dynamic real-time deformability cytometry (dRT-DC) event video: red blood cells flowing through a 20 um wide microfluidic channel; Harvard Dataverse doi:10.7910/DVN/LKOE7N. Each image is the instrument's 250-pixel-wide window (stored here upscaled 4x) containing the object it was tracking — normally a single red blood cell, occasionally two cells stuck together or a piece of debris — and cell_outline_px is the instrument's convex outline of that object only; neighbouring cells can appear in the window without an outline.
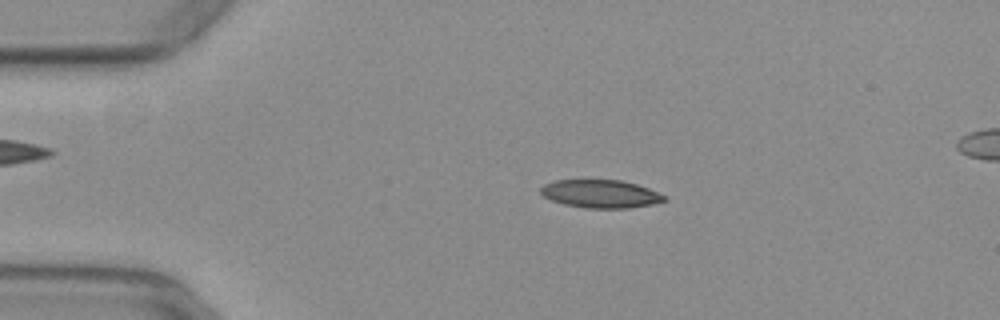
{"species": "common noctule bat (a hibernating species)", "species_latin": "Nyctalus noctula", "temperature_condition": "warm", "stored_images_in_passage": 52, "camera_frame_rate_fps": 3000, "um_per_image_px": 0.085, "animal": {"sex": "female", "body_mass_g": 29.2, "forearm_length_mm": 56.3}, "frame": {"image": 1, "passage_image": 11, "time_ms": 3.333, "image_size_px": [1000, 320], "cell_outline_px": [[668, 200], [652, 204], [628, 208], [584, 208], [564, 204], [552, 200], [544, 196], [540, 192], [540, 188], [544, 184], [556, 180], [620, 180], [636, 184], [648, 188], [668, 196]], "centroid_in_image_um": [51.07, 16.48], "position_along_channel_um": 33.9, "area_um2": 20.23}}
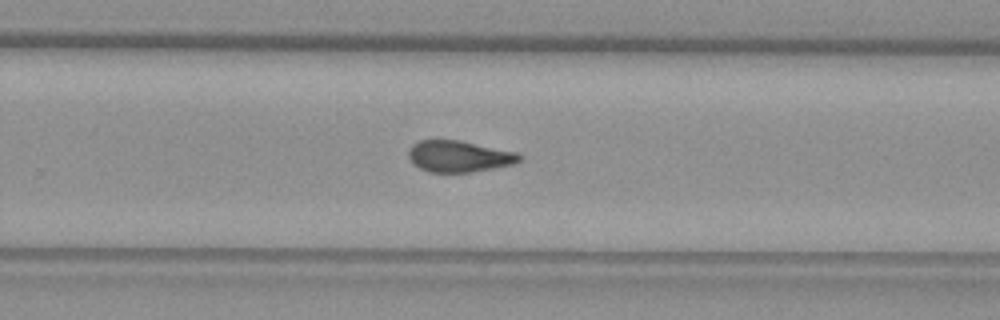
{"frame": {"image": 2, "passage_image": 34, "time_ms": 11.0, "image_size_px": [1000, 320], "cell_outline_px": [[524, 156], [520, 160], [512, 164], [496, 168], [472, 172], [428, 172], [420, 168], [408, 156], [408, 148], [412, 144], [420, 140], [460, 140], [516, 152]], "centroid_in_image_um": [39.03, 13.28], "position_along_channel_um": 290.8, "area_um2": 20.29}}
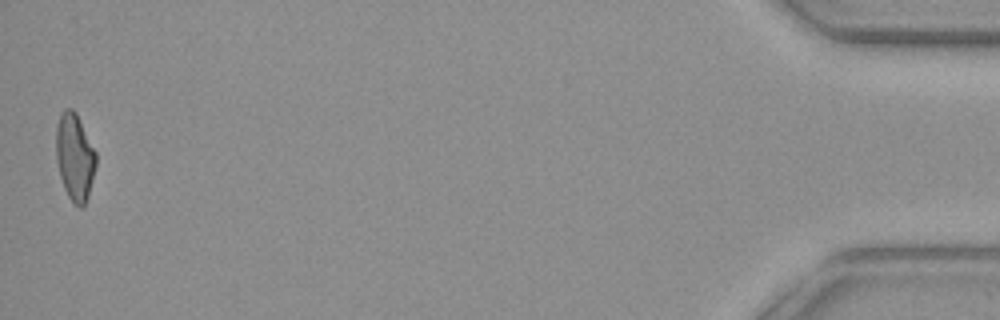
{"frame": {"image": 3, "passage_image": 52, "time_ms": 17.0, "image_size_px": [1000, 320], "cell_outline_px": [[96, 164], [88, 196], [84, 204], [80, 208], [68, 196], [64, 188], [60, 176], [56, 160], [56, 124], [60, 112], [64, 108], [72, 108], [76, 112], [96, 152]], "centroid_in_image_um": [6.34, 13.29], "position_along_channel_um": 428.9, "area_um2": 20.23}, "authors_computed_cell_mechanics": {"area_um2": 20.6635, "velocity_mm_per_s": 3.9467, "shape_relaxation_time_tau1_ms": null, "shape_relaxation_time_tau2_ms": 2.392, "deformation_change_tau1": null, "deformation_change_tau2": 0.091}}